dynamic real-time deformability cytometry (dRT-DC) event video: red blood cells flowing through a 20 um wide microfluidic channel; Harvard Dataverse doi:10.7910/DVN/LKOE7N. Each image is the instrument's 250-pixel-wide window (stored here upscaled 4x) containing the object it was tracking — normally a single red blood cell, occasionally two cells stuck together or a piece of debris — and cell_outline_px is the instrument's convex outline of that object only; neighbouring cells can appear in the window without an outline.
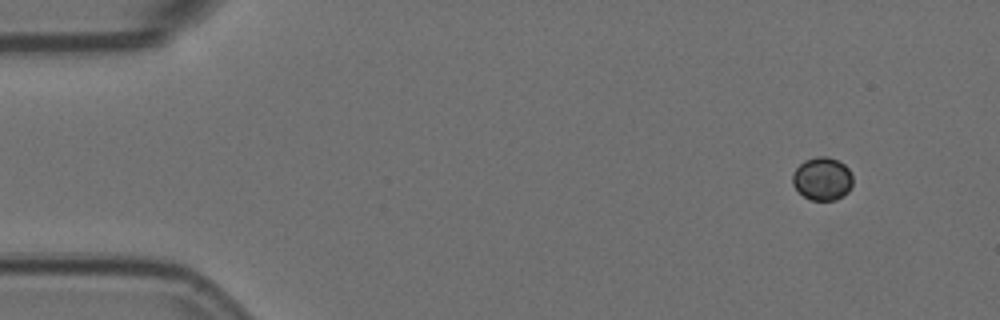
{"species": "Egyptian fruit bat (a non-hibernating species)", "species_latin": "Rousettus aegyptiacus", "temperature_condition": "room temperature", "stored_images_in_passage": 5, "camera_frame_rate_fps": 3000, "um_per_image_px": 0.085, "animal": {"sex": "female"}, "frame": {"image": 1, "passage_image": 1, "time_ms": 0.0, "image_size_px": [1000, 320], "cell_outline_px": [[852, 184], [848, 192], [836, 200], [812, 200], [804, 196], [792, 184], [792, 176], [796, 168], [804, 160], [816, 156], [828, 156], [844, 164], [848, 168], [852, 176]], "centroid_in_image_um": [69.89, 15.18], "position_along_channel_um": 15.1, "area_um2": 15.09}}